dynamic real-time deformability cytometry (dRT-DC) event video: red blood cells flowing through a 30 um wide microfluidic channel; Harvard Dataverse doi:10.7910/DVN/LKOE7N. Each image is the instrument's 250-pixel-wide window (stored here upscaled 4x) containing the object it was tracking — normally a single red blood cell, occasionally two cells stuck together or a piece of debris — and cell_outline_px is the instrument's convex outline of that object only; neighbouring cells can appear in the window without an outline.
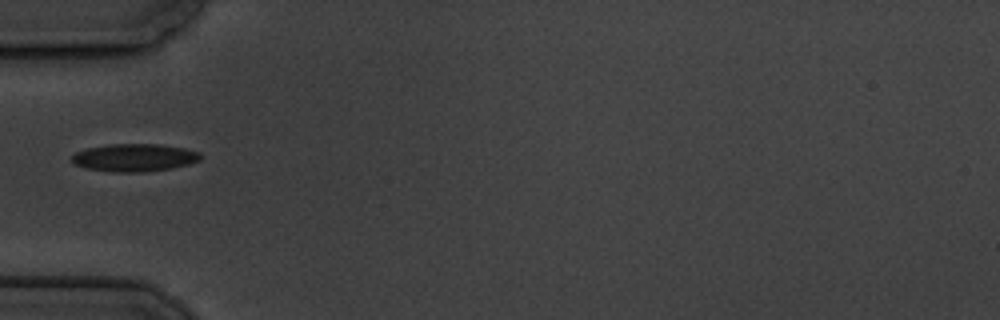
{"species": "common noctule bat (a hibernating species)", "species_latin": "Nyctalus noctula", "temperature_condition": "cold", "stored_images_in_passage": 6, "camera_frame_rate_fps": 3000, "um_per_image_px": 0.085, "animal": {"sex": "male", "body_mass_g": 19.5, "forearm_length_mm": 54.6}, "frame": {"image": 1, "passage_image": 1, "time_ms": 0.0, "image_size_px": [1000, 320], "cell_outline_px": [[200, 160], [188, 164], [172, 168], [144, 172], [116, 172], [84, 168], [72, 164], [72, 156], [76, 152], [88, 148], [108, 144], [160, 144], [184, 148], [200, 152]], "centroid_in_image_um": [11.41, 13.4], "position_along_channel_um": 73.6, "area_um2": 20.81}}
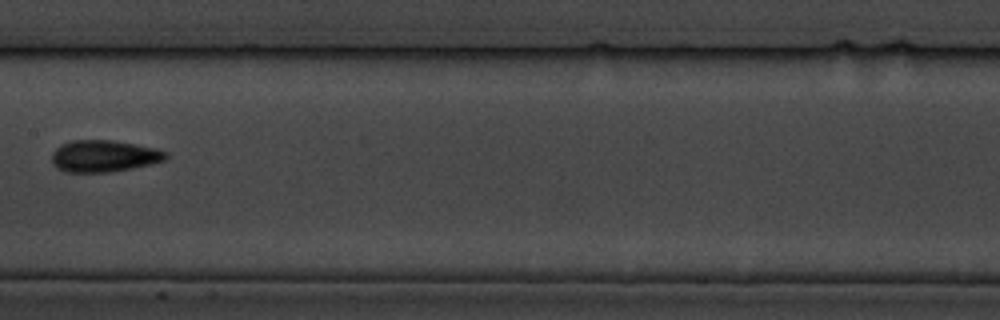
{"frame": {"image": 2, "passage_image": 4, "time_ms": 3.667, "image_size_px": [1000, 320], "cell_outline_px": [[168, 156], [164, 160], [152, 164], [112, 172], [64, 172], [56, 168], [52, 160], [52, 152], [60, 144], [72, 140], [112, 140], [136, 144], [156, 148], [168, 152]], "centroid_in_image_um": [8.83, 13.26], "position_along_channel_um": 198.6, "area_um2": 21.33}}
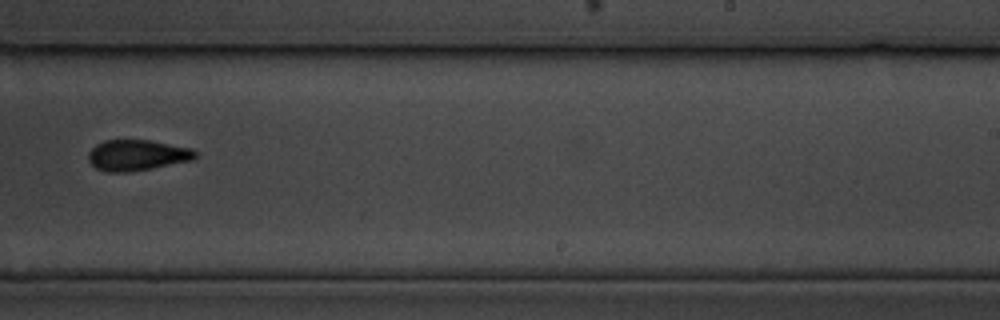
{"frame": {"image": 3, "passage_image": 6, "time_ms": 6.0, "image_size_px": [1000, 320], "cell_outline_px": [[200, 156], [192, 160], [152, 168], [128, 172], [108, 172], [96, 168], [88, 160], [88, 152], [96, 144], [104, 140], [148, 140], [192, 148]], "centroid_in_image_um": [11.66, 13.19], "position_along_channel_um": 277.3, "area_um2": 19.25}}